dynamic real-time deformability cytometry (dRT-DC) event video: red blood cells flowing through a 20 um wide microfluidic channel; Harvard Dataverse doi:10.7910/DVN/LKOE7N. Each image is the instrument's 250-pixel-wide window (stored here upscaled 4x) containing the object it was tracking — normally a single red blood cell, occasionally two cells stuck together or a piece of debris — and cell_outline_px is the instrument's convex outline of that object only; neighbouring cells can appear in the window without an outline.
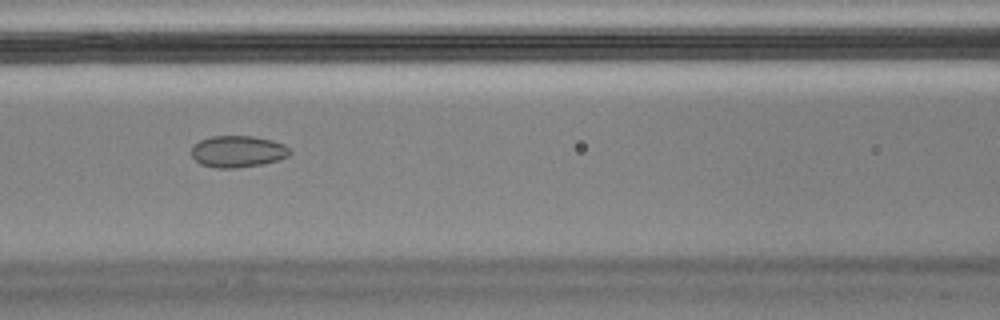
{"species": "Egyptian fruit bat (a non-hibernating species)", "species_latin": "Rousettus aegyptiacus", "temperature_condition": "cold", "stored_images_in_passage": 58, "camera_frame_rate_fps": 3000, "um_per_image_px": 0.085, "animal": {"sex": "male"}, "frame": {"image": 1, "passage_image": 25, "time_ms": 8.0, "image_size_px": [1000, 320], "cell_outline_px": [[292, 152], [288, 156], [264, 164], [236, 168], [216, 168], [200, 164], [192, 156], [192, 144], [200, 140], [212, 136], [252, 136], [272, 140], [284, 144]], "centroid_in_image_um": [20.2, 12.87], "position_along_channel_um": 146.4, "area_um2": 18.21}, "authors_computed_cell_mechanics": {"area_um2": 19.941, "velocity_mm_per_s": 3.4801, "shape_relaxation_time_tau1_ms": null, "shape_relaxation_time_tau2_ms": 1.4228, "deformation_change_tau1": null, "deformation_change_tau2": 0.0439}}